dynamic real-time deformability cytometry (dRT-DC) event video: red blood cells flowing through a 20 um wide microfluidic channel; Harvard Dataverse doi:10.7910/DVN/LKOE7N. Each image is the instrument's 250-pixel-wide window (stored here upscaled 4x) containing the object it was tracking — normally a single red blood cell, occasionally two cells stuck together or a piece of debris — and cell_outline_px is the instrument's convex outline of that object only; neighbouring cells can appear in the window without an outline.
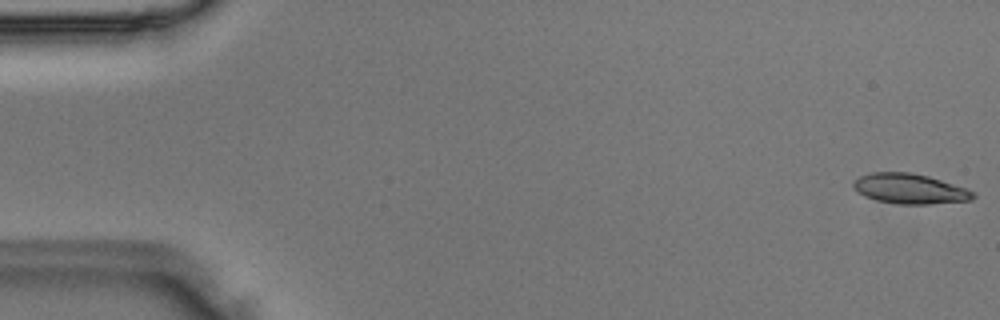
{"species": "Egyptian fruit bat (a non-hibernating species)", "species_latin": "Rousettus aegyptiacus", "temperature_condition": "room temperature", "stored_images_in_passage": 48, "camera_frame_rate_fps": 3000, "um_per_image_px": 0.085, "animal": {"sex": "male"}, "frame": {"image": 1, "passage_image": 1, "time_ms": 0.0, "image_size_px": [1000, 320], "cell_outline_px": [[976, 196], [972, 200], [928, 204], [900, 204], [876, 200], [864, 196], [852, 184], [860, 176], [872, 172], [908, 172], [928, 176], [976, 192]], "centroid_in_image_um": [77.35, 16.05], "position_along_channel_um": 7.6, "area_um2": 20.69}}
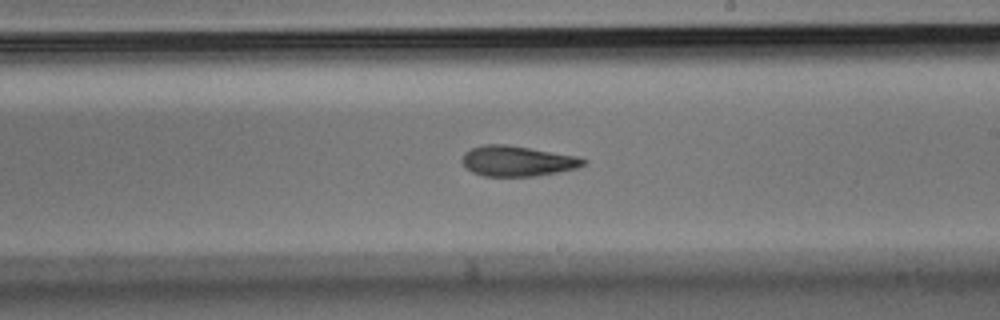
{"frame": {"image": 2, "passage_image": 28, "time_ms": 9.0, "image_size_px": [1000, 320], "cell_outline_px": [[588, 160], [584, 164], [576, 168], [536, 176], [484, 176], [472, 172], [464, 164], [464, 152], [472, 148], [484, 144], [508, 144], [576, 156]], "centroid_in_image_um": [43.98, 13.68], "position_along_channel_um": 245.0, "area_um2": 21.21}}
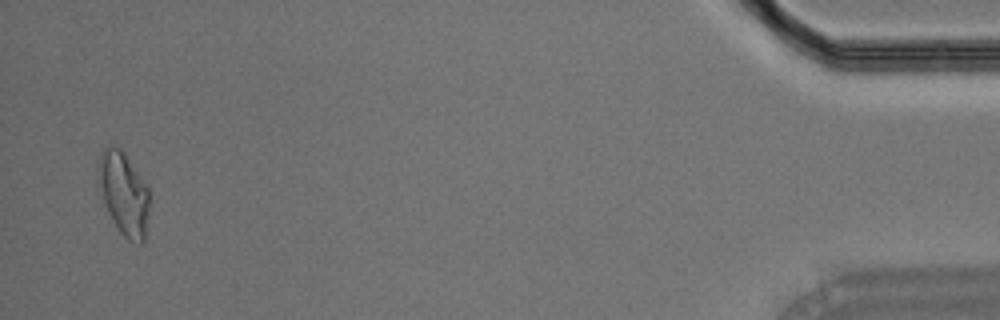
{"frame": {"image": 3, "passage_image": 47, "time_ms": 15.333, "image_size_px": [1000, 320], "cell_outline_px": [[148, 212], [144, 244], [140, 244], [128, 240], [120, 232], [112, 220], [96, 184], [96, 164], [100, 152], [108, 144], [112, 144], [120, 148], [124, 152], [148, 188]], "centroid_in_image_um": [10.45, 16.4], "position_along_channel_um": 424.7, "area_um2": 25.14}}